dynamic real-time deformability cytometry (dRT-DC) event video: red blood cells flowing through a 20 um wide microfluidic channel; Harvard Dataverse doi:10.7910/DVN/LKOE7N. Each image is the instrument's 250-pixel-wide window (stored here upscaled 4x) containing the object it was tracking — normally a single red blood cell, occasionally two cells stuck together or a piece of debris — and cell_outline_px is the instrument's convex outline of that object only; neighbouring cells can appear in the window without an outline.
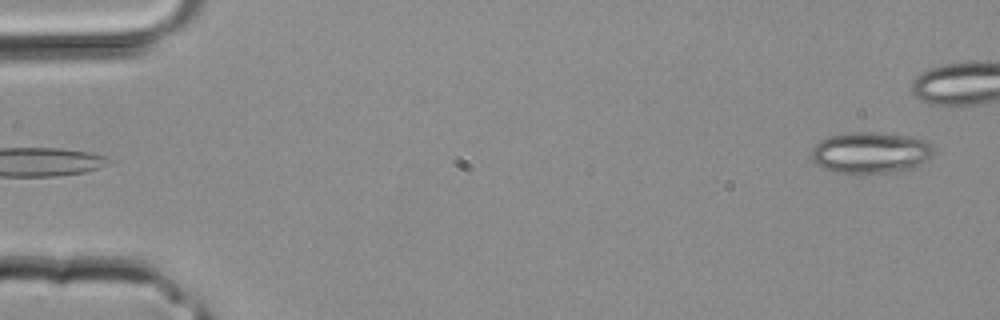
{"species": "common noctule bat (a hibernating species)", "species_latin": "Nyctalus noctula", "temperature_condition": "room temperature", "stored_images_in_passage": 3, "camera_frame_rate_fps": 3000, "um_per_image_px": 0.085, "animal": {"sex": "male", "body_mass_g": 20.4}, "frame": {"image": 1, "passage_image": 3, "time_ms": 0.667, "image_size_px": [1000, 320], "cell_outline_px": [[936, 148], [928, 160], [904, 172], [836, 172], [824, 168], [816, 164], [812, 160], [812, 148], [820, 140], [828, 136], [848, 132], [880, 132], [904, 136], [924, 140]], "centroid_in_image_um": [74.01, 12.96], "position_along_channel_um": 11.0, "area_um2": 29.36}}